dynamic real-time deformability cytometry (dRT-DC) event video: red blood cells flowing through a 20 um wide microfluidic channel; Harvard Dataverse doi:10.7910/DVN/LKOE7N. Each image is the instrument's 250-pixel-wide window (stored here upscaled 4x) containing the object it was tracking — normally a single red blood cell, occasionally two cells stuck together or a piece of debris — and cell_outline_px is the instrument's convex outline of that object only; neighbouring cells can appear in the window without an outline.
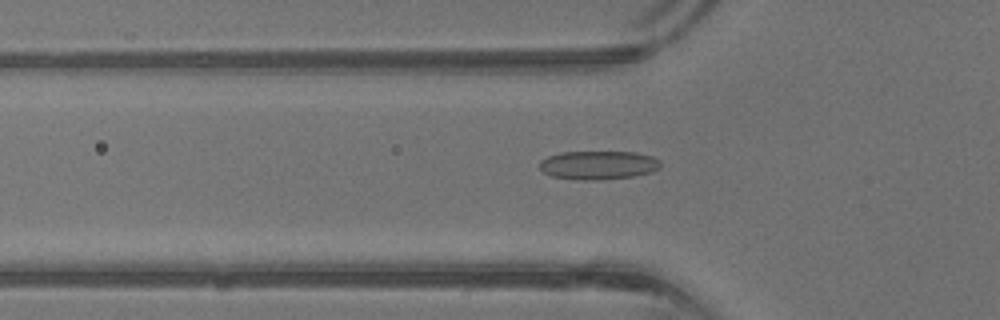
{"species": "common noctule bat (a hibernating species)", "species_latin": "Nyctalus noctula", "temperature_condition": "warm", "stored_images_in_passage": 40, "camera_frame_rate_fps": 3000, "um_per_image_px": 0.085, "animal": {"sex": "male", "body_mass_g": 13.3}, "frame": {"image": 1, "passage_image": 14, "time_ms": 4.333, "image_size_px": [1000, 320], "cell_outline_px": [[660, 168], [652, 172], [632, 176], [596, 180], [580, 180], [552, 176], [544, 172], [540, 168], [540, 160], [548, 156], [560, 152], [636, 152], [652, 156], [660, 160]], "centroid_in_image_um": [50.86, 14.03], "position_along_channel_um": 74.9, "area_um2": 20.17}}
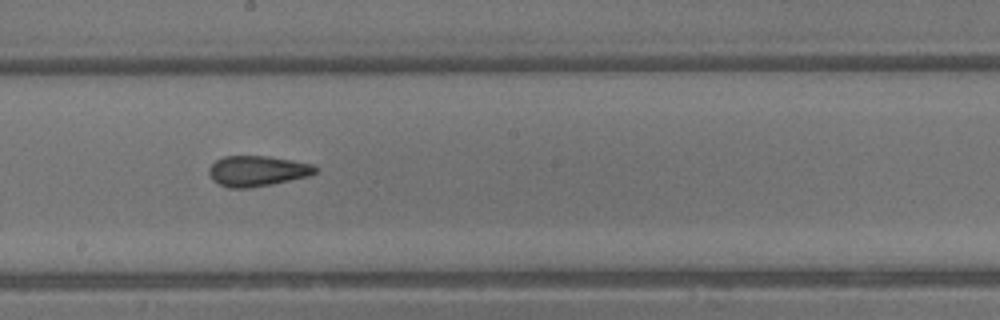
{"frame": {"image": 2, "passage_image": 23, "time_ms": 7.333, "image_size_px": [1000, 320], "cell_outline_px": [[320, 168], [316, 172], [308, 176], [272, 184], [248, 188], [228, 188], [212, 180], [208, 172], [208, 168], [216, 160], [224, 156], [268, 156], [316, 164]], "centroid_in_image_um": [21.89, 14.53], "position_along_channel_um": 226.3, "area_um2": 19.07}}
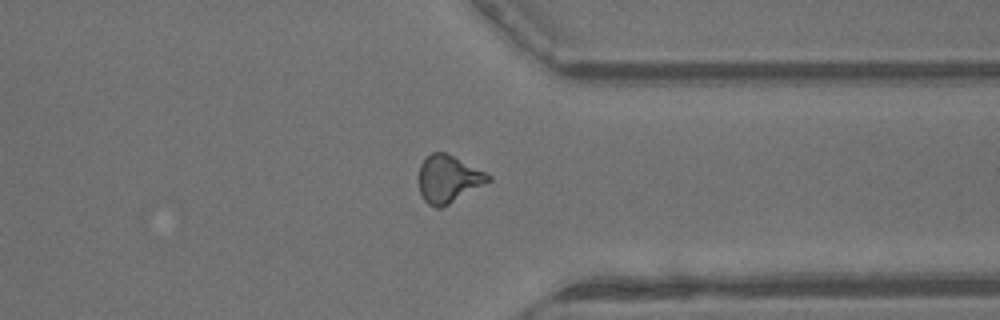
{"frame": {"image": 3, "passage_image": 32, "time_ms": 10.333, "image_size_px": [1000, 320], "cell_outline_px": [[492, 180], [448, 204], [440, 208], [436, 208], [428, 204], [424, 200], [420, 192], [416, 180], [420, 164], [432, 152], [444, 152], [488, 172], [492, 176]], "centroid_in_image_um": [38.09, 15.21], "position_along_channel_um": 373.3, "area_um2": 19.36}}